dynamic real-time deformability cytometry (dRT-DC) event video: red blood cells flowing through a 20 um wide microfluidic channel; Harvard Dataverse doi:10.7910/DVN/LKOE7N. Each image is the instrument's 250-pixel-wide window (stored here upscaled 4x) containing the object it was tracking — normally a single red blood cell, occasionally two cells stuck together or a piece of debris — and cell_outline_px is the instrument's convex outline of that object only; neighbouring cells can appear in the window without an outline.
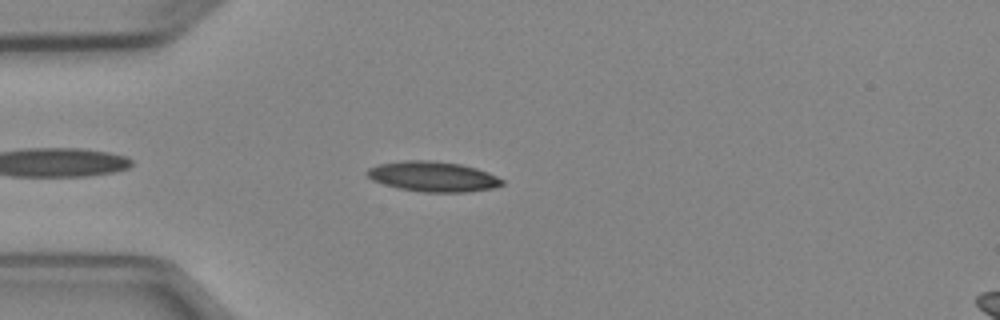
{"species": "Egyptian fruit bat (a non-hibernating species)", "species_latin": "Rousettus aegyptiacus", "temperature_condition": "cold", "stored_images_in_passage": 4, "camera_frame_rate_fps": 3000, "um_per_image_px": 0.085, "animal": {"sex": "female"}, "frame": {"image": 1, "passage_image": 4, "time_ms": 3.333, "image_size_px": [1000, 320], "cell_outline_px": [[504, 184], [492, 188], [464, 192], [424, 192], [400, 188], [384, 184], [372, 180], [364, 172], [368, 168], [380, 164], [404, 160], [432, 160], [460, 164], [476, 168], [488, 172], [504, 180]], "centroid_in_image_um": [36.8, 15.0], "position_along_channel_um": 48.2, "area_um2": 23.64}}